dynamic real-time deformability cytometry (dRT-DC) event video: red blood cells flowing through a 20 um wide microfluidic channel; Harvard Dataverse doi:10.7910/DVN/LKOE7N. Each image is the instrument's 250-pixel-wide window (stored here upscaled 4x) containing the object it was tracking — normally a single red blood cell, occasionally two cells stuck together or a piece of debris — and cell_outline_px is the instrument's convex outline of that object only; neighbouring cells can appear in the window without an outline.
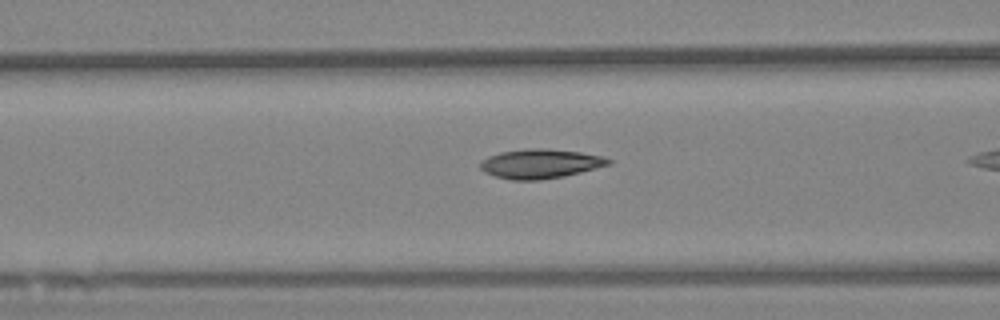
{"species": "Egyptian fruit bat (a non-hibernating species)", "species_latin": "Rousettus aegyptiacus", "temperature_condition": "warm", "stored_images_in_passage": 13, "camera_frame_rate_fps": 3000, "um_per_image_px": 0.085, "animal": {"sex": "female"}, "frame": {"image": 1, "passage_image": 8, "time_ms": 2.333, "image_size_px": [1000, 320], "cell_outline_px": [[612, 164], [564, 176], [540, 180], [512, 180], [496, 176], [484, 172], [480, 168], [480, 160], [488, 156], [500, 152], [528, 148], [544, 148], [580, 152], [604, 156], [612, 160]], "centroid_in_image_um": [45.92, 13.91], "position_along_channel_um": 120.7, "area_um2": 22.02}}
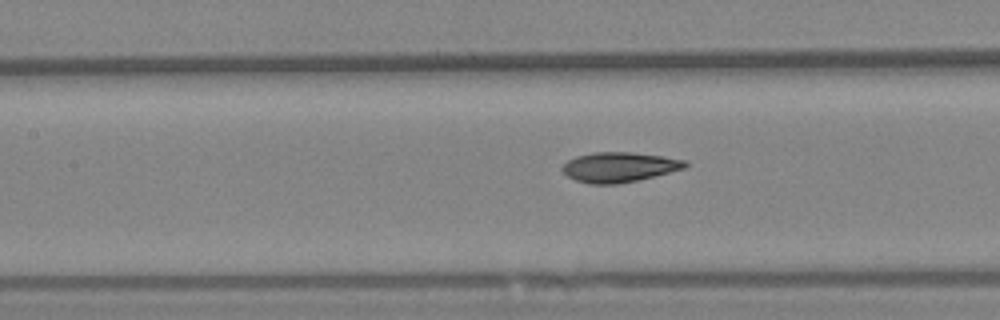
{"frame": {"image": 2, "passage_image": 11, "time_ms": 3.333, "image_size_px": [1000, 320], "cell_outline_px": [[688, 164], [684, 168], [636, 180], [616, 184], [588, 184], [576, 180], [568, 176], [560, 168], [568, 160], [576, 156], [592, 152], [632, 152], [664, 156], [688, 160]], "centroid_in_image_um": [52.61, 14.19], "position_along_channel_um": 154.8, "area_um2": 21.33}}